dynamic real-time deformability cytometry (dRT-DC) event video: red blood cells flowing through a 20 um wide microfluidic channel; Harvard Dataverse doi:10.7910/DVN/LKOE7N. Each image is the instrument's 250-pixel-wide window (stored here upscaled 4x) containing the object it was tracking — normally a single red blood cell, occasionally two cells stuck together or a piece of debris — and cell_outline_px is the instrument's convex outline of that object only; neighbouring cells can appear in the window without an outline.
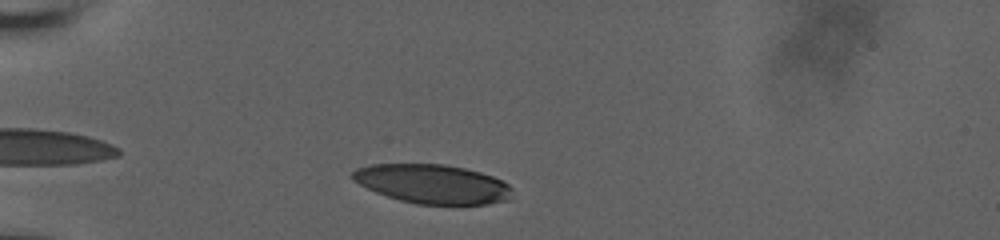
{"species": "human", "species_latin": "Homo sapiens", "temperature_condition": "room temperature", "stored_images_in_passage": 36, "camera_frame_rate_fps": 3000, "um_per_image_px": 0.085, "donor": {"sex": "male"}, "frame": {"image": 1, "passage_image": 5, "time_ms": 0.667, "image_size_px": [1000, 240], "cell_outline_px": [[512, 192], [508, 200], [488, 204], [416, 204], [400, 200], [376, 192], [352, 180], [352, 172], [356, 168], [372, 164], [444, 164], [464, 168], [480, 172], [492, 176], [508, 184], [512, 188]], "centroid_in_image_um": [36.76, 15.63], "position_along_channel_um": 48.2, "area_um2": 36.24}}
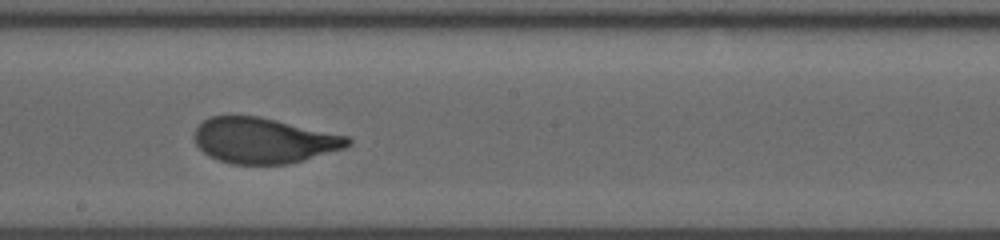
{"frame": {"image": 2, "passage_image": 22, "time_ms": 6.333, "image_size_px": [1000, 240], "cell_outline_px": [[352, 144], [344, 148], [304, 160], [288, 164], [232, 164], [208, 156], [196, 144], [196, 128], [204, 120], [212, 116], [260, 116], [348, 136], [352, 140]], "centroid_in_image_um": [22.45, 11.94], "position_along_channel_um": 225.8, "area_um2": 40.46}}
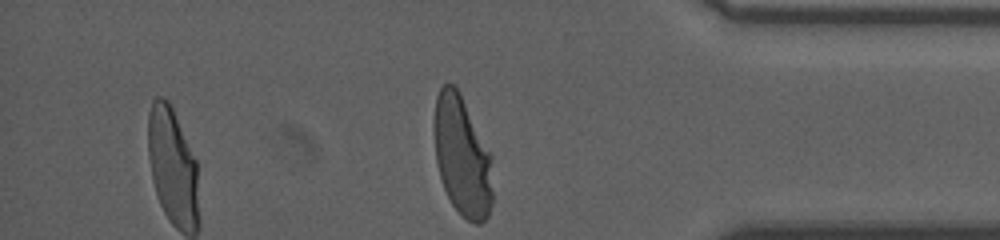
{"frame": {"image": 3, "passage_image": 35, "time_ms": 11.333, "image_size_px": [1000, 240], "cell_outline_px": [[492, 204], [488, 216], [480, 224], [476, 224], [468, 220], [452, 204], [444, 188], [440, 176], [436, 160], [432, 128], [436, 96], [440, 88], [448, 80], [460, 92], [492, 156]], "centroid_in_image_um": [39.27, 13.24], "position_along_channel_um": 395.9, "area_um2": 41.33}, "authors_computed_cell_mechanics": {"area_um2": 40.9802, "velocity_mm_per_s": 3.7481, "shape_relaxation_time_tau1_ms": 4.6792, "shape_relaxation_time_tau2_ms": null, "deformation_change_tau1": 0.2042, "deformation_change_tau2": null}}